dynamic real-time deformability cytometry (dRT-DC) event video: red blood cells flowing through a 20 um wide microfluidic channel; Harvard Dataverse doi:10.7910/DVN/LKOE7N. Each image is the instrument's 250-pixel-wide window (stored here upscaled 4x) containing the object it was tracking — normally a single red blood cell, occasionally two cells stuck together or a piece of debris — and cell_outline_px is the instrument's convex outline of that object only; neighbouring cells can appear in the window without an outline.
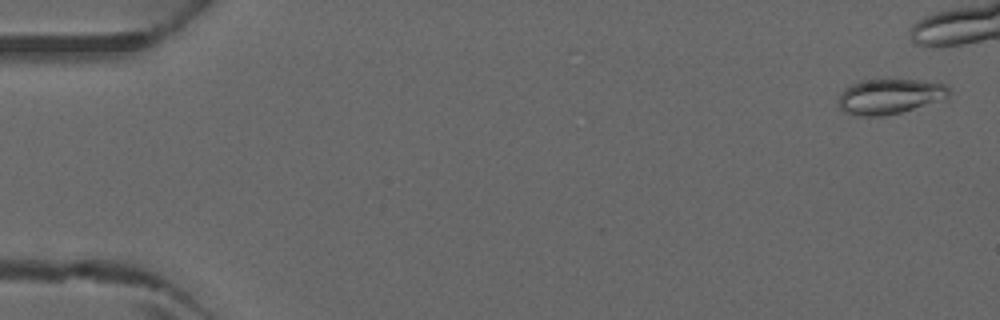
{"species": "common noctule bat (a hibernating species)", "species_latin": "Nyctalus noctula", "temperature_condition": "warm", "stored_images_in_passage": 37, "camera_frame_rate_fps": 3000, "um_per_image_px": 0.085, "animal": {"sex": "male", "forearm_length_mm": 52.5}, "frame": {"image": 1, "passage_image": 2, "time_ms": 0.333, "image_size_px": [1000, 320], "cell_outline_px": [[948, 100], [900, 112], [880, 116], [856, 116], [844, 112], [840, 108], [840, 92], [844, 88], [860, 80], [916, 80], [944, 84], [948, 88]], "centroid_in_image_um": [75.64, 8.21], "position_along_channel_um": 9.4, "area_um2": 22.66}}
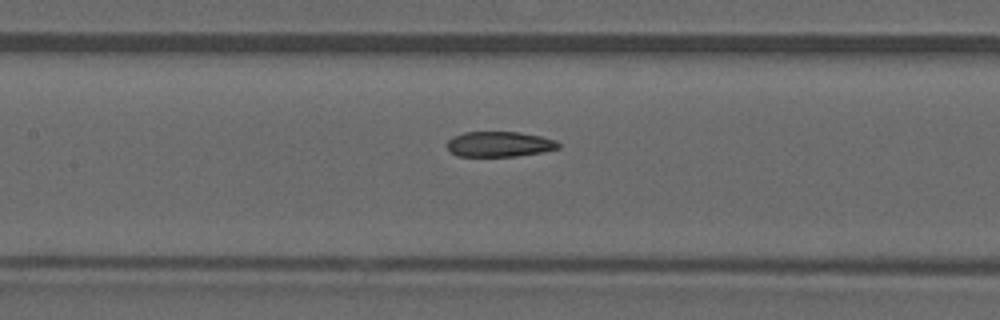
{"frame": {"image": 2, "passage_image": 22, "time_ms": 7.0, "image_size_px": [1000, 320], "cell_outline_px": [[560, 148], [540, 152], [516, 156], [456, 156], [444, 144], [452, 136], [464, 132], [520, 132], [540, 136], [556, 140], [560, 144]], "centroid_in_image_um": [42.41, 12.25], "position_along_channel_um": 165.0, "area_um2": 16.47}}
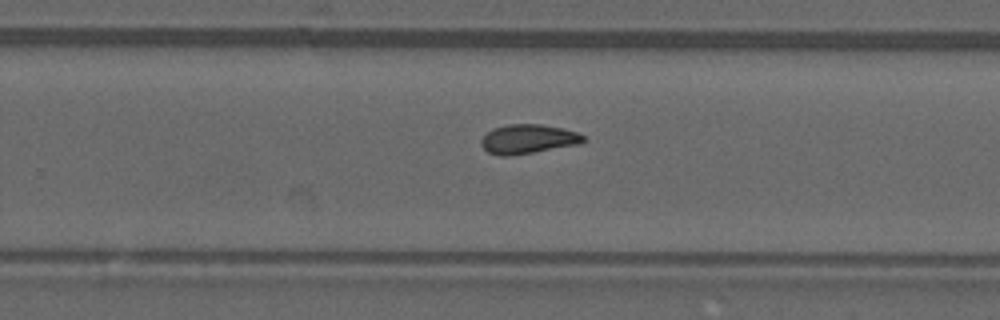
{"frame": {"image": 3, "passage_image": 30, "time_ms": 9.667, "image_size_px": [1000, 320], "cell_outline_px": [[588, 140], [580, 144], [508, 156], [500, 156], [488, 152], [480, 144], [480, 140], [492, 128], [508, 124], [540, 124], [564, 128], [576, 132], [584, 136]], "centroid_in_image_um": [44.89, 11.81], "position_along_channel_um": 284.9, "area_um2": 17.46}}